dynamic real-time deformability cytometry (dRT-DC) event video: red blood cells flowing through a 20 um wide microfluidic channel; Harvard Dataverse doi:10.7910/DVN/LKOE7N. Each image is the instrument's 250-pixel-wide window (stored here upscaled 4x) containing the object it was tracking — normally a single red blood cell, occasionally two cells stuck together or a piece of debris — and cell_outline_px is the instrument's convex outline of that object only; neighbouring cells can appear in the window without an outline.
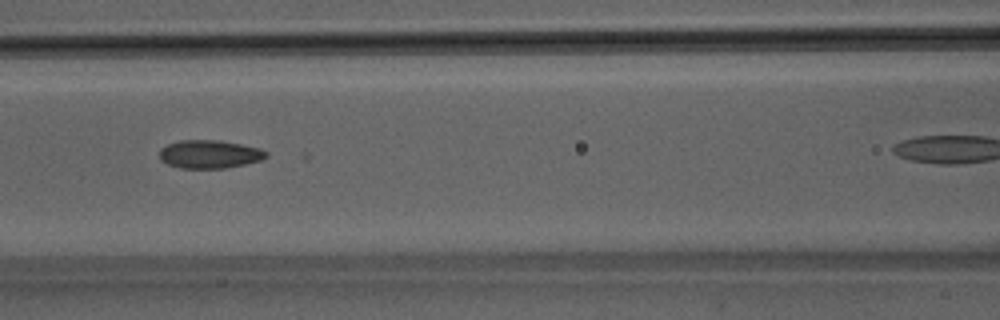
{"species": "Egyptian fruit bat (a non-hibernating species)", "species_latin": "Rousettus aegyptiacus", "temperature_condition": "room temperature", "stored_images_in_passage": 4, "camera_frame_rate_fps": 3000, "um_per_image_px": 0.085, "animal": {"sex": "male"}, "frame": {"image": 1, "passage_image": 3, "time_ms": 0.667, "image_size_px": [1000, 320], "cell_outline_px": [[268, 156], [260, 160], [244, 164], [224, 168], [180, 168], [168, 164], [160, 160], [160, 148], [168, 144], [180, 140], [220, 140], [260, 148], [268, 152]], "centroid_in_image_um": [17.8, 13.1], "position_along_channel_um": 148.8, "area_um2": 17.51}}